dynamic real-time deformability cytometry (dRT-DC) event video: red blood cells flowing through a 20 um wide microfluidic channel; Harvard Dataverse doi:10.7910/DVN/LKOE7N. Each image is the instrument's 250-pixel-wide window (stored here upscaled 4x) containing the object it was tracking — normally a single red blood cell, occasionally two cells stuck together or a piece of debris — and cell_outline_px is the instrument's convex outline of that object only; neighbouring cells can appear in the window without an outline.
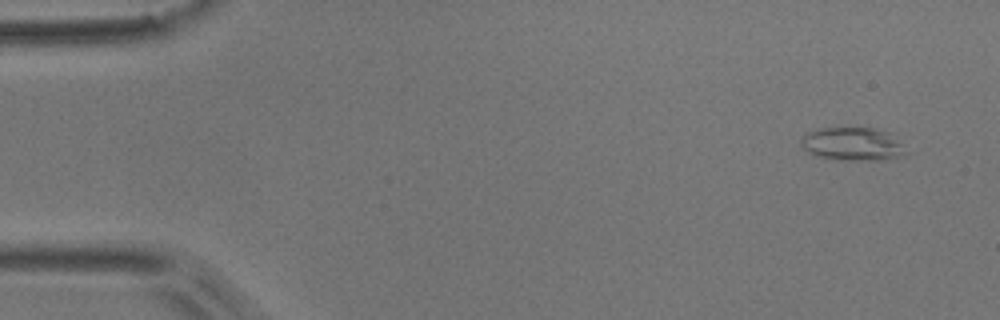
{"species": "common noctule bat (a hibernating species)", "species_latin": "Nyctalus noctula", "temperature_condition": "room temperature", "stored_images_in_passage": 9, "camera_frame_rate_fps": 3000, "um_per_image_px": 0.085, "animal": {"sex": "male", "body_mass_g": 17.9}, "frame": {"image": 1, "passage_image": 1, "time_ms": 0.0, "image_size_px": [1000, 320], "cell_outline_px": [[908, 152], [900, 156], [880, 160], [840, 160], [816, 156], [808, 152], [800, 144], [800, 140], [808, 132], [816, 128], [876, 128], [888, 132]], "centroid_in_image_um": [72.42, 12.24], "position_along_channel_um": 12.6, "area_um2": 20.17}}
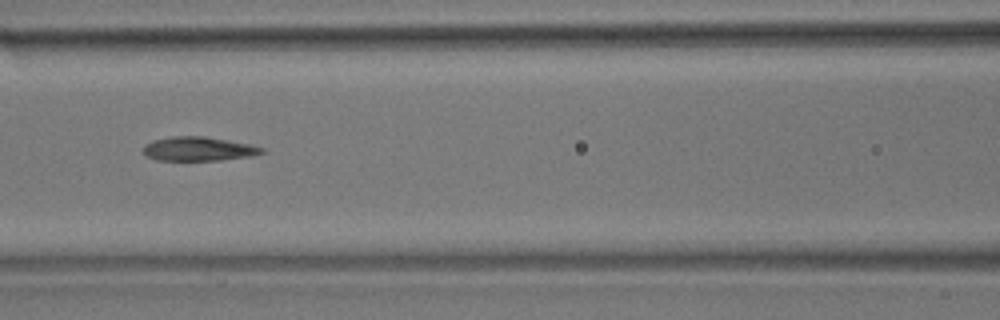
{"frame": {"image": 2, "passage_image": 7, "time_ms": 2.0, "image_size_px": [1000, 320], "cell_outline_px": [[264, 152], [248, 156], [220, 160], [156, 160], [148, 156], [144, 152], [144, 144], [152, 140], [172, 136], [204, 136], [248, 144], [264, 148]], "centroid_in_image_um": [16.82, 12.65], "position_along_channel_um": 149.8, "area_um2": 16.36}}
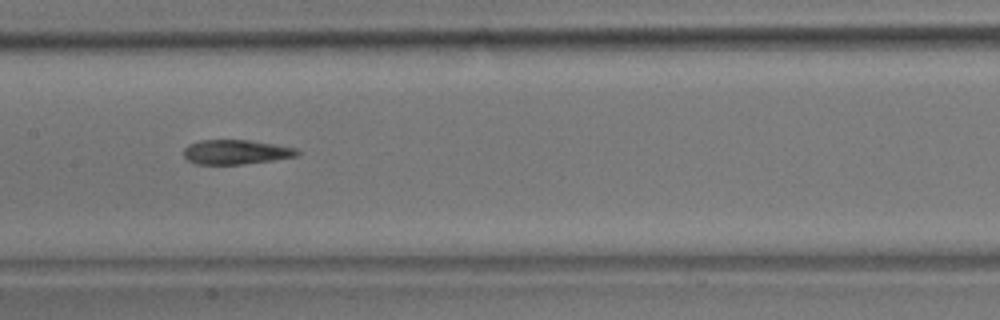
{"frame": {"image": 3, "passage_image": 8, "time_ms": 2.333, "image_size_px": [1000, 320], "cell_outline_px": [[300, 152], [296, 156], [272, 160], [240, 164], [196, 164], [188, 160], [184, 156], [184, 148], [188, 144], [200, 140], [248, 140], [296, 148]], "centroid_in_image_um": [20.01, 12.92], "position_along_channel_um": 187.4, "area_um2": 16.01}}